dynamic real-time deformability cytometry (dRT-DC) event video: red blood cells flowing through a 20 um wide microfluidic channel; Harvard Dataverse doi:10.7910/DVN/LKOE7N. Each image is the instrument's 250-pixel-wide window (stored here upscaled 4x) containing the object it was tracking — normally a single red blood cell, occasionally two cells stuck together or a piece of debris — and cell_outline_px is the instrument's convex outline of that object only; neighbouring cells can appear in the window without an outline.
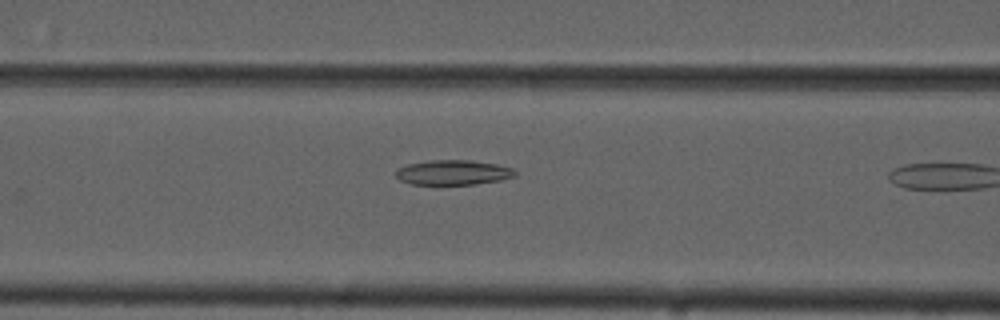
{"species": "common noctule bat (a hibernating species)", "species_latin": "Nyctalus noctula", "temperature_condition": "cold", "stored_images_in_passage": 10, "camera_frame_rate_fps": 3000, "um_per_image_px": 0.085, "animal": {"sex": "male", "forearm_length_mm": 52.5}, "frame": {"image": 1, "passage_image": 9, "time_ms": 2.667, "image_size_px": [1000, 320], "cell_outline_px": [[516, 176], [500, 180], [476, 184], [412, 184], [400, 180], [396, 176], [396, 168], [408, 164], [432, 160], [472, 160], [496, 164], [512, 168], [516, 172]], "centroid_in_image_um": [38.52, 14.65], "position_along_channel_um": 128.1, "area_um2": 17.22}}